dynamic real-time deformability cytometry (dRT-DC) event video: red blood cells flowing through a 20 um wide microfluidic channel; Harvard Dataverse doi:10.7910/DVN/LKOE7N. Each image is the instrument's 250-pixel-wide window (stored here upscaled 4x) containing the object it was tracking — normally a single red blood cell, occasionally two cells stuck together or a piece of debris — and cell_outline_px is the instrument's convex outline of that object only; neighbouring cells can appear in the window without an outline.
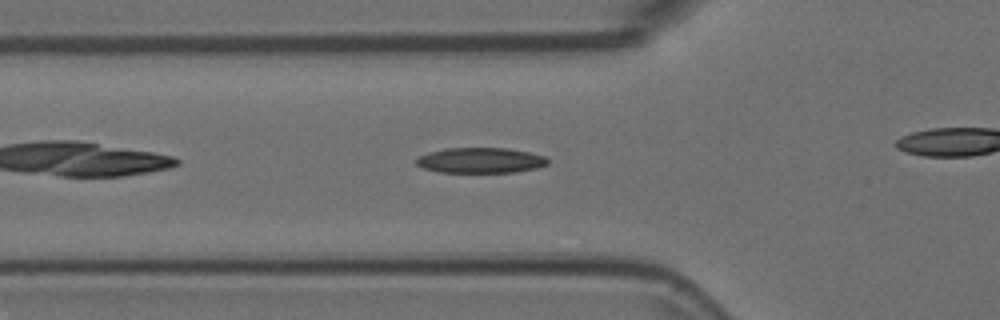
{"species": "Egyptian fruit bat (a non-hibernating species)", "species_latin": "Rousettus aegyptiacus", "temperature_condition": "room temperature", "stored_images_in_passage": 31, "camera_frame_rate_fps": 3000, "um_per_image_px": 0.085, "animal": {"sex": "female"}, "frame": {"image": 1, "passage_image": 6, "time_ms": 1.667, "image_size_px": [1000, 320], "cell_outline_px": [[548, 164], [536, 168], [516, 172], [440, 172], [424, 168], [416, 164], [416, 160], [420, 156], [428, 152], [448, 148], [508, 148], [528, 152], [544, 156], [548, 160]], "centroid_in_image_um": [40.85, 13.63], "position_along_channel_um": 84.9, "area_um2": 19.31}}
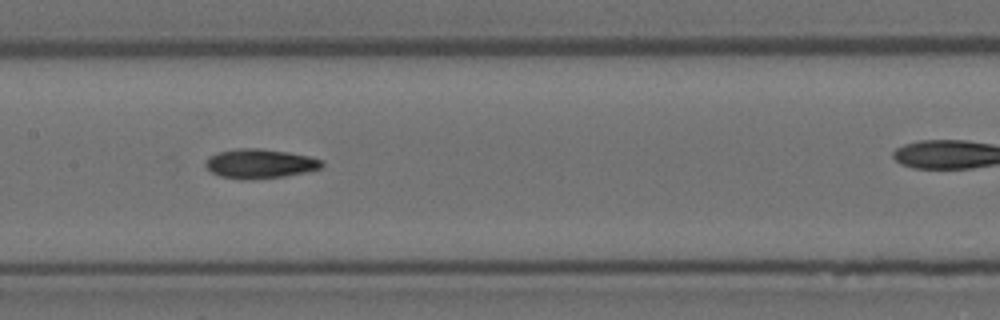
{"frame": {"image": 2, "passage_image": 14, "time_ms": 4.333, "image_size_px": [1000, 320], "cell_outline_px": [[324, 164], [320, 168], [304, 172], [284, 176], [220, 176], [212, 172], [204, 164], [208, 156], [220, 152], [240, 148], [260, 148], [288, 152], [308, 156], [320, 160]], "centroid_in_image_um": [22.1, 13.85], "position_along_channel_um": 185.3, "area_um2": 18.73}}
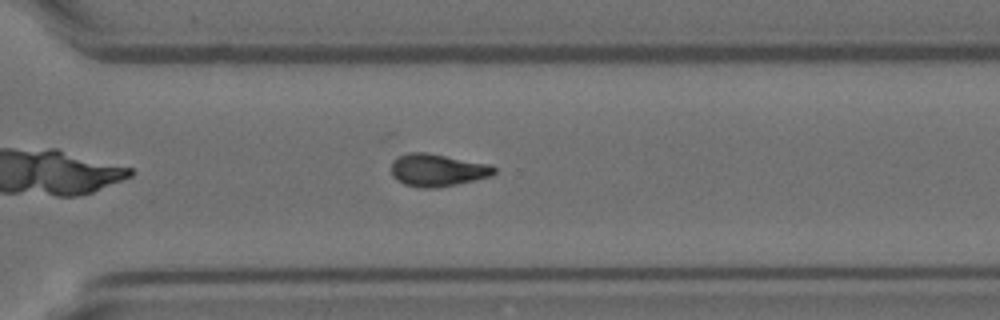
{"frame": {"image": 3, "passage_image": 26, "time_ms": 8.333, "image_size_px": [1000, 320], "cell_outline_px": [[496, 172], [492, 176], [476, 180], [436, 188], [420, 188], [404, 184], [396, 180], [392, 176], [392, 160], [408, 152], [424, 152], [492, 164], [496, 168]], "centroid_in_image_um": [37.2, 14.46], "position_along_channel_um": 333.4, "area_um2": 19.65}}